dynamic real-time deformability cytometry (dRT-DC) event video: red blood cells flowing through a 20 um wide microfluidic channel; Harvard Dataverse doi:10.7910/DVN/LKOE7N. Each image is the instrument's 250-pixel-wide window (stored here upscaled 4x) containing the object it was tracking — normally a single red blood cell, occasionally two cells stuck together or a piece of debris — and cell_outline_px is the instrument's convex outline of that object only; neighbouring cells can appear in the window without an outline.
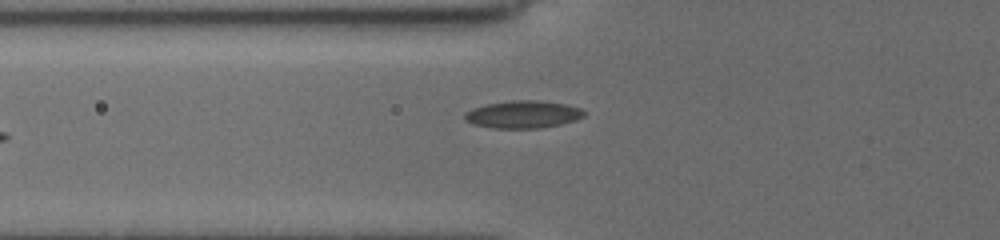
{"species": "common noctule bat (a hibernating species)", "species_latin": "Nyctalus noctula", "temperature_condition": "cold", "stored_images_in_passage": 12, "camera_frame_rate_fps": 3000, "um_per_image_px": 0.085, "animal": {"sex": "female", "body_mass_g": 19.5, "forearm_length_mm": 54.1}, "frame": {"image": 1, "passage_image": 12, "time_ms": 5.667, "image_size_px": [1000, 240], "cell_outline_px": [[584, 116], [576, 120], [560, 124], [536, 128], [492, 128], [472, 124], [464, 120], [464, 112], [472, 108], [488, 104], [508, 100], [540, 100], [568, 104], [580, 108], [584, 112]], "centroid_in_image_um": [44.43, 9.71], "position_along_channel_um": 81.4, "area_um2": 19.25}}